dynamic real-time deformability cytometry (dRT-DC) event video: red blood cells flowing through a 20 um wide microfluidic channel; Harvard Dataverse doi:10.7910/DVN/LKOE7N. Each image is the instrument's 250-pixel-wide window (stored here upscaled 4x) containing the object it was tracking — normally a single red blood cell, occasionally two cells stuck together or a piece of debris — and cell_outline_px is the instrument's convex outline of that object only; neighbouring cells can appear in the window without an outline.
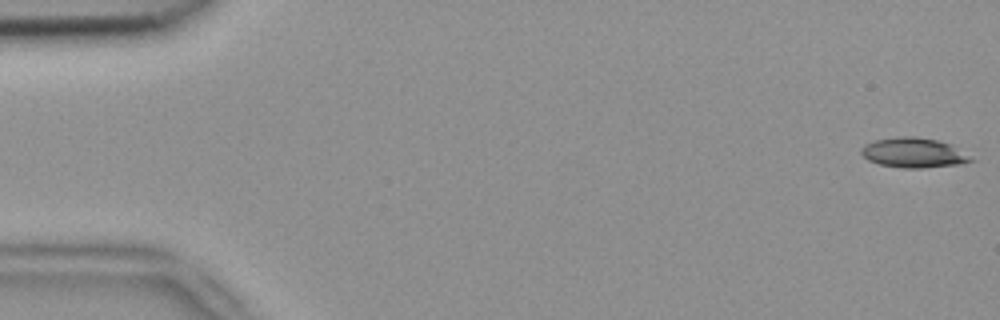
{"species": "common noctule bat (a hibernating species)", "species_latin": "Nyctalus noctula", "temperature_condition": "room temperature", "stored_images_in_passage": 4, "camera_frame_rate_fps": 3000, "um_per_image_px": 0.085, "animal": {"sex": "female", "body_mass_g": 18.4}, "frame": {"image": 1, "passage_image": 1, "time_ms": 0.0, "image_size_px": [1000, 320], "cell_outline_px": [[976, 160], [956, 164], [920, 168], [904, 168], [880, 164], [868, 160], [860, 152], [860, 148], [864, 144], [876, 140], [900, 136], [916, 136], [936, 140], [952, 144]], "centroid_in_image_um": [77.64, 12.97], "position_along_channel_um": 7.4, "area_um2": 18.96}}
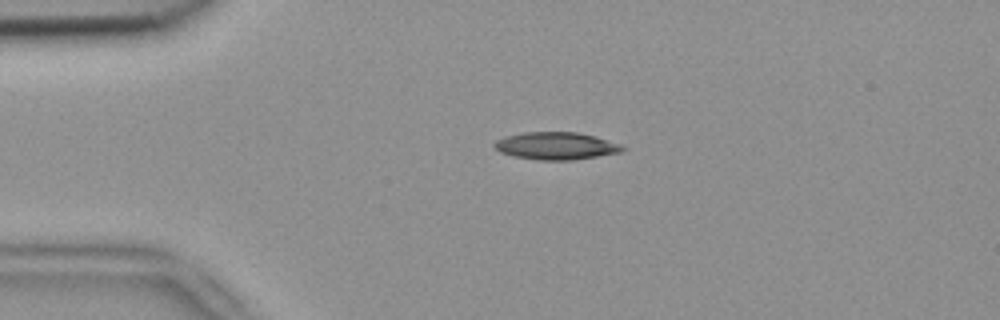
{"frame": {"image": 2, "passage_image": 4, "time_ms": 1.0, "image_size_px": [1000, 320], "cell_outline_px": [[628, 148], [620, 152], [572, 160], [536, 160], [512, 156], [500, 152], [492, 144], [496, 140], [504, 136], [524, 132], [580, 132], [596, 136], [620, 144]], "centroid_in_image_um": [47.25, 12.39], "position_along_channel_um": 37.8, "area_um2": 20.63}}